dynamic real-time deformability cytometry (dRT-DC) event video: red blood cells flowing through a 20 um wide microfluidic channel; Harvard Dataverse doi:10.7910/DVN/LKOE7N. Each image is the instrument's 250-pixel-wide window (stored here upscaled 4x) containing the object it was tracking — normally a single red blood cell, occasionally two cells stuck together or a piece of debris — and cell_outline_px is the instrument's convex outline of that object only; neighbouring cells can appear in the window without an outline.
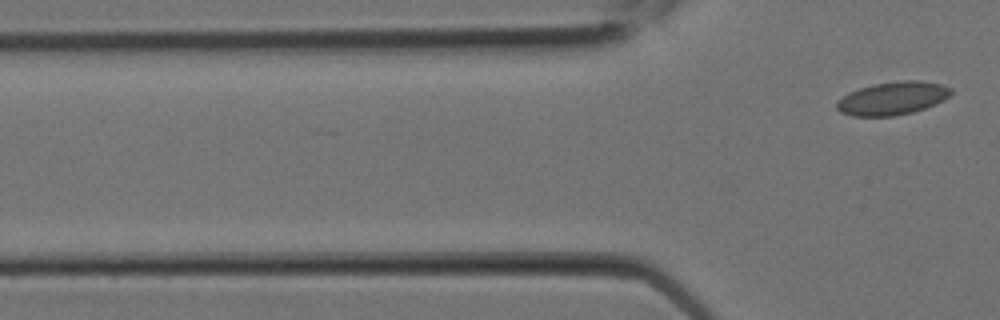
{"species": "Egyptian fruit bat (a non-hibernating species)", "species_latin": "Rousettus aegyptiacus", "temperature_condition": "room temperature", "stored_images_in_passage": 3, "camera_frame_rate_fps": 3000, "um_per_image_px": 0.085, "animal": {"sex": "female"}, "frame": {"image": 1, "passage_image": 3, "time_ms": 0.667, "image_size_px": [1000, 320], "cell_outline_px": [[952, 92], [944, 100], [936, 104], [912, 112], [892, 116], [852, 116], [840, 112], [836, 108], [836, 100], [860, 88], [876, 84], [904, 80], [920, 80], [940, 84], [952, 88]], "centroid_in_image_um": [75.87, 8.36], "position_along_channel_um": 49.9, "area_um2": 21.85}}